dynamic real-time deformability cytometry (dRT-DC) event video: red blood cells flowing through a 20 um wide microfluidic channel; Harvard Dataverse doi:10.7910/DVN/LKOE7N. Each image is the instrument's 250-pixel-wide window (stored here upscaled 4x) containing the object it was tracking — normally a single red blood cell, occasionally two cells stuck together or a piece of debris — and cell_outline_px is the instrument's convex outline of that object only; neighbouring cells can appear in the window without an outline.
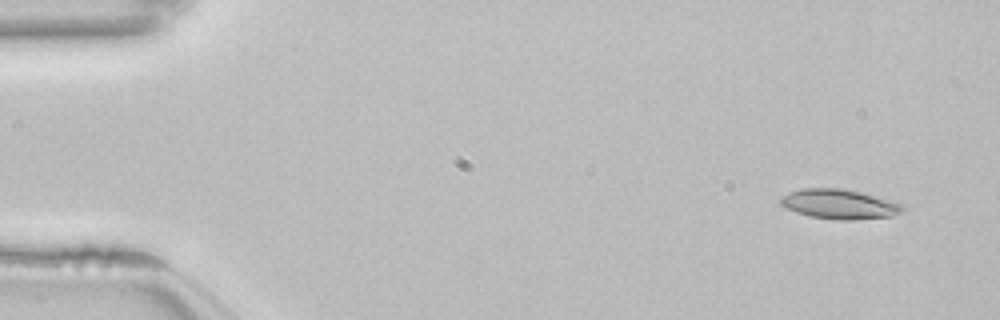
{"species": "common noctule bat (a hibernating species)", "species_latin": "Nyctalus noctula", "temperature_condition": "room temperature", "stored_images_in_passage": 52, "camera_frame_rate_fps": 3000, "um_per_image_px": 0.085, "animal": {"sex": "female", "body_mass_g": 22.7, "forearm_length_mm": 54.2}, "frame": {"image": 1, "passage_image": 2, "time_ms": 0.333, "image_size_px": [1000, 320], "cell_outline_px": [[904, 212], [892, 216], [852, 220], [836, 220], [808, 216], [796, 212], [780, 204], [780, 196], [788, 192], [804, 188], [840, 188], [860, 192], [892, 200], [900, 204], [904, 208]], "centroid_in_image_um": [71.34, 17.35], "position_along_channel_um": 13.7, "area_um2": 21.21}}
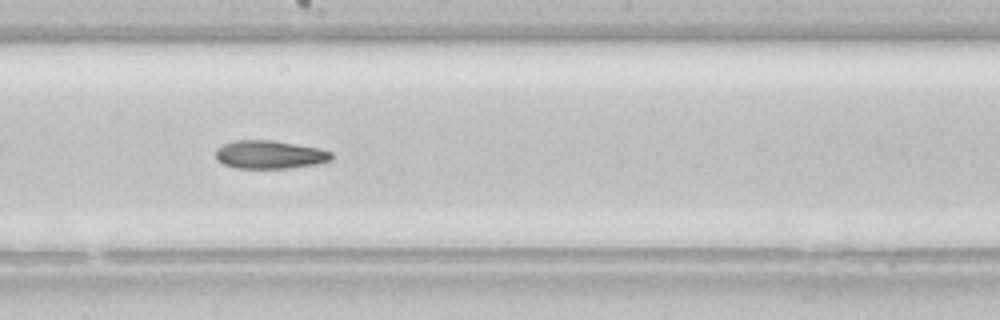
{"frame": {"image": 2, "passage_image": 28, "time_ms": 9.0, "image_size_px": [1000, 320], "cell_outline_px": [[332, 160], [316, 164], [292, 168], [236, 168], [224, 164], [216, 160], [216, 148], [224, 144], [236, 140], [272, 140], [320, 148], [332, 152]], "centroid_in_image_um": [22.93, 13.14], "position_along_channel_um": 225.3, "area_um2": 19.13}}
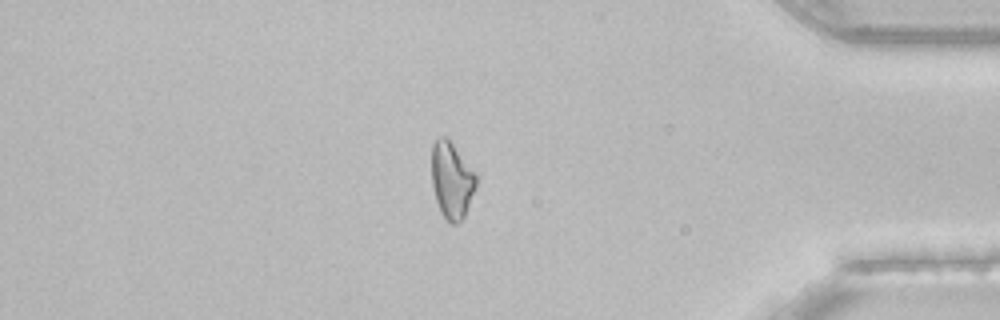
{"frame": {"image": 3, "passage_image": 44, "time_ms": 14.333, "image_size_px": [1000, 320], "cell_outline_px": [[476, 188], [464, 216], [456, 224], [452, 224], [440, 212], [436, 200], [432, 184], [432, 144], [440, 136], [444, 136], [452, 144], [476, 172]], "centroid_in_image_um": [38.4, 15.32], "position_along_channel_um": 396.8, "area_um2": 19.59}}